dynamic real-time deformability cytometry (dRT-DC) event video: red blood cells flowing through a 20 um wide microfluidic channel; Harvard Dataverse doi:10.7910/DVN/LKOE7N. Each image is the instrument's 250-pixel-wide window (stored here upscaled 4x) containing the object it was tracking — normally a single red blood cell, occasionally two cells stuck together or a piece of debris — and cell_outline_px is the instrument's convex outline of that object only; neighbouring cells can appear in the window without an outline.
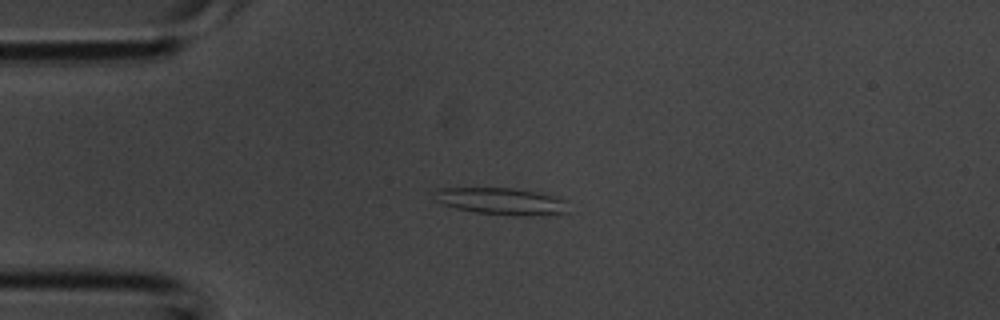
{"species": "common noctule bat (a hibernating species)", "species_latin": "Nyctalus noctula", "temperature_condition": "room temperature", "stored_images_in_passage": 37, "segment_of_instrument_passage": [1, 2], "camera_frame_rate_fps": 3000, "um_per_image_px": 0.085, "animal": {"sex": "male", "body_mass_g": 20.1, "forearm_length_mm": 53.5}, "frame": {"image": 1, "passage_image": 8, "time_ms": 2.333, "image_size_px": [1000, 320], "cell_outline_px": [[568, 212], [528, 216], [524, 216], [476, 212], [456, 208], [444, 204], [436, 200], [432, 192], [436, 188], [512, 188], [540, 192], [568, 200]], "centroid_in_image_um": [42.64, 17.09], "position_along_channel_um": 42.4, "area_um2": 21.04}}
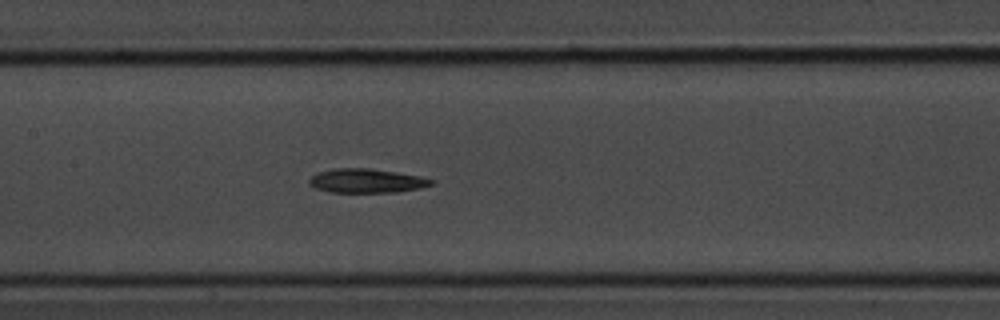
{"frame": {"image": 2, "passage_image": 17, "time_ms": 5.333, "image_size_px": [1000, 320], "cell_outline_px": [[436, 184], [420, 188], [396, 192], [328, 192], [316, 188], [308, 184], [308, 180], [316, 172], [336, 168], [372, 168], [420, 176], [436, 180]], "centroid_in_image_um": [31.17, 15.36], "position_along_channel_um": 176.2, "area_um2": 17.34}}
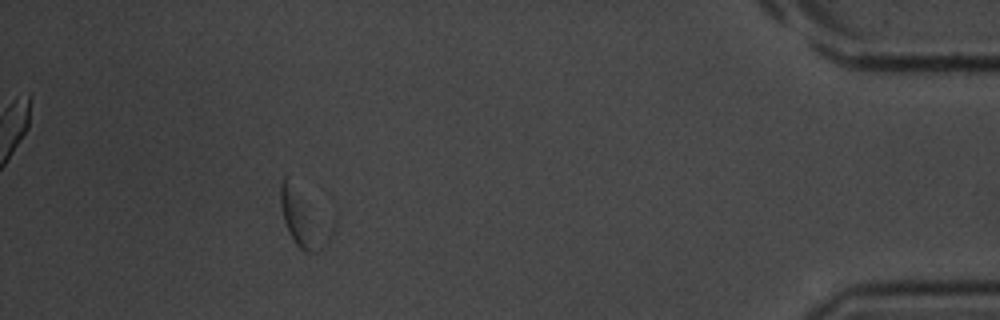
{"frame": {"image": 3, "passage_image": 34, "time_ms": 11.0, "image_size_px": [1000, 320], "cell_outline_px": [[324, 244], [316, 252], [308, 252], [300, 248], [296, 244], [288, 232], [284, 220], [280, 204], [280, 184], [284, 176]], "centroid_in_image_um": [25.34, 18.75], "position_along_channel_um": 409.9, "area_um2": 10.98}}